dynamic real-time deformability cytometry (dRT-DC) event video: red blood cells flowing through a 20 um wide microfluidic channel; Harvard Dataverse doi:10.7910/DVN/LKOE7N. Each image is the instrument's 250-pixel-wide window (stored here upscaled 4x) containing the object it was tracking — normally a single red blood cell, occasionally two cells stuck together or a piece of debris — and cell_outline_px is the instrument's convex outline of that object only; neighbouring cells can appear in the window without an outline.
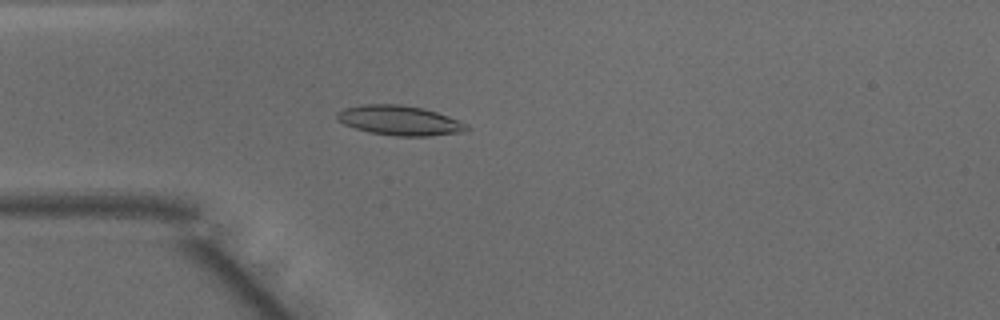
{"species": "common noctule bat (a hibernating species)", "species_latin": "Nyctalus noctula", "temperature_condition": "warm", "stored_images_in_passage": 45, "camera_frame_rate_fps": 3000, "um_per_image_px": 0.085, "animal": {"sex": "male", "body_mass_g": 15.6}, "frame": {"image": 1, "passage_image": 10, "time_ms": 3.0, "image_size_px": [1000, 320], "cell_outline_px": [[472, 128], [464, 132], [428, 136], [396, 136], [368, 132], [344, 124], [336, 120], [336, 112], [344, 108], [364, 104], [400, 104], [420, 108], [436, 112], [448, 116], [468, 124]], "centroid_in_image_um": [33.96, 10.24], "position_along_channel_um": 51.0, "area_um2": 22.54}}
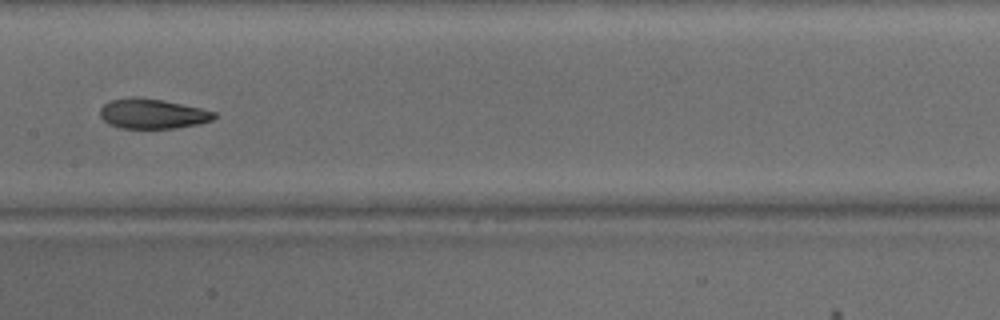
{"frame": {"image": 2, "passage_image": 21, "time_ms": 6.667, "image_size_px": [1000, 320], "cell_outline_px": [[216, 116], [212, 120], [196, 124], [176, 128], [120, 128], [108, 124], [100, 116], [100, 108], [104, 104], [112, 100], [136, 96], [164, 100], [200, 108], [216, 112]], "centroid_in_image_um": [12.94, 9.66], "position_along_channel_um": 194.5, "area_um2": 19.83}}
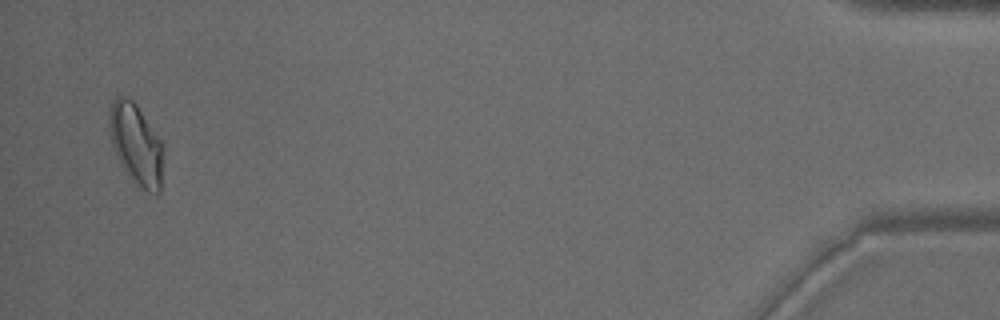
{"frame": {"image": 3, "passage_image": 44, "time_ms": 14.333, "image_size_px": [1000, 320], "cell_outline_px": [[164, 148], [160, 192], [156, 196], [148, 192], [136, 184], [120, 160], [112, 144], [108, 128], [108, 116], [112, 100], [116, 96], [124, 96], [132, 100], [136, 104], [160, 140]], "centroid_in_image_um": [11.58, 12.25], "position_along_channel_um": 423.6, "area_um2": 25.2}, "authors_computed_cell_mechanics": {"area_um2": 20.6346, "velocity_mm_per_s": 4.1049, "shape_relaxation_time_tau1_ms": 4.0083, "shape_relaxation_time_tau2_ms": 3.1563, "deformation_change_tau1": 0.167, "deformation_change_tau2": 0.0933}}